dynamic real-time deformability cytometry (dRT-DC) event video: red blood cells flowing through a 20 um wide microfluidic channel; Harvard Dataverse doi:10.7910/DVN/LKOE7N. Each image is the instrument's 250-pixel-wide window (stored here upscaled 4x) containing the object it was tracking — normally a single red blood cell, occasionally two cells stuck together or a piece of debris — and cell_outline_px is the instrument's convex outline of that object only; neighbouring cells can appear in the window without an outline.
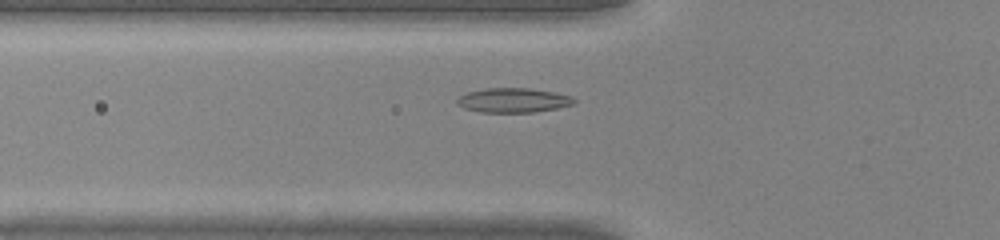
{"species": "common noctule bat (a hibernating species)", "species_latin": "Nyctalus noctula", "temperature_condition": "warm", "stored_images_in_passage": 38, "camera_frame_rate_fps": 3000, "um_per_image_px": 0.085, "animal": {"sex": "male", "body_mass_g": 20.0, "forearm_length_mm": 53.3}, "frame": {"image": 1, "passage_image": 9, "time_ms": 2.667, "image_size_px": [1000, 240], "cell_outline_px": [[576, 104], [556, 108], [532, 112], [480, 112], [464, 108], [456, 104], [456, 100], [460, 96], [468, 92], [488, 88], [528, 88], [556, 92], [572, 96], [576, 100]], "centroid_in_image_um": [43.65, 8.52], "position_along_channel_um": 82.1, "area_um2": 16.7}}
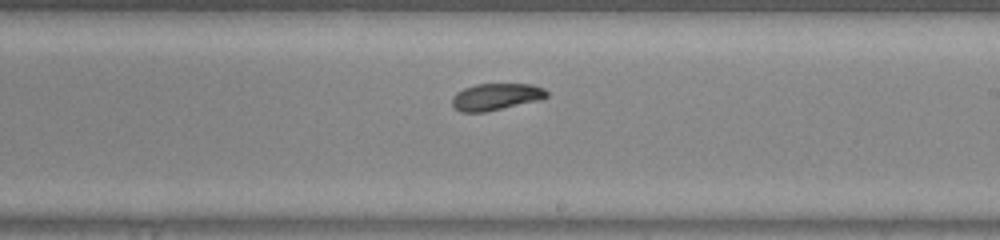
{"frame": {"image": 2, "passage_image": 20, "time_ms": 6.333, "image_size_px": [1000, 240], "cell_outline_px": [[548, 96], [540, 100], [484, 112], [460, 112], [452, 104], [452, 96], [456, 92], [464, 88], [476, 84], [532, 84], [544, 88], [548, 92]], "centroid_in_image_um": [42.16, 8.22], "position_along_channel_um": 246.8, "area_um2": 14.8}}
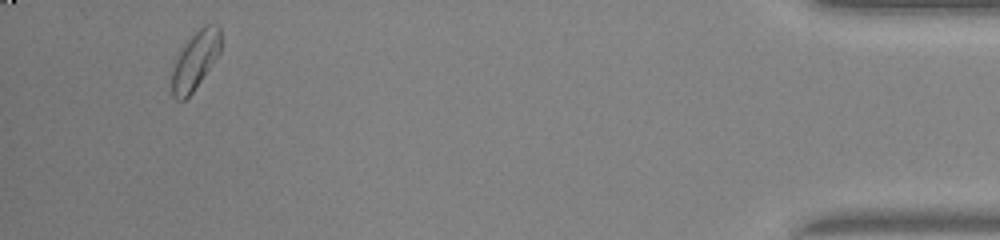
{"frame": {"image": 3, "passage_image": 36, "time_ms": 11.667, "image_size_px": [1000, 240], "cell_outline_px": [[220, 52], [192, 92], [184, 100], [176, 100], [172, 96], [172, 72], [176, 60], [180, 52], [188, 40], [204, 24], [220, 24]], "centroid_in_image_um": [16.6, 5.12], "position_along_channel_um": 418.6, "area_um2": 16.07}}